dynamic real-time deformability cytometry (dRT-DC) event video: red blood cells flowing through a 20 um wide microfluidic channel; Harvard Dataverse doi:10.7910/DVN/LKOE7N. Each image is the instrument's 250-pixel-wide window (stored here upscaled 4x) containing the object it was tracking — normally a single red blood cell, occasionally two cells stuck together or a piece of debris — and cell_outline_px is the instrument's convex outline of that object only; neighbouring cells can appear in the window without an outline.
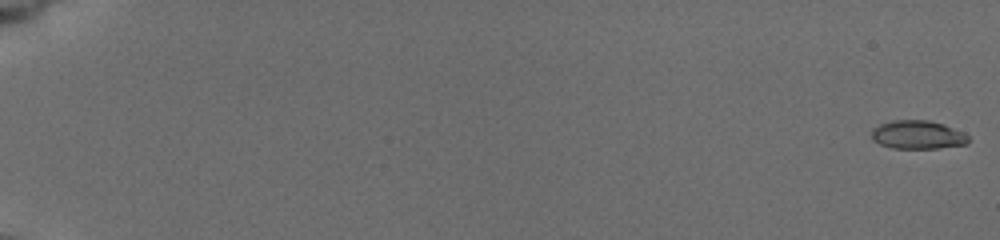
{"species": "common noctule bat (a hibernating species)", "species_latin": "Nyctalus noctula", "temperature_condition": "cold", "stored_images_in_passage": 57, "camera_frame_rate_fps": 3000, "um_per_image_px": 0.085, "animal": {"sex": "female", "body_mass_g": 19.5, "forearm_length_mm": 54.1}, "frame": {"image": 1, "passage_image": 1, "time_ms": 0.0, "image_size_px": [1000, 240], "cell_outline_px": [[968, 144], [936, 148], [892, 148], [880, 144], [872, 140], [872, 128], [880, 124], [892, 120], [928, 120], [944, 124], [964, 132], [968, 136]], "centroid_in_image_um": [78.0, 11.45], "position_along_channel_um": 7.0, "area_um2": 16.13}}
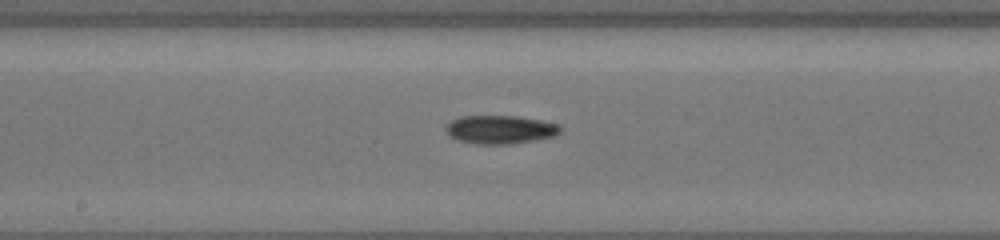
{"frame": {"image": 2, "passage_image": 33, "time_ms": 10.667, "image_size_px": [1000, 240], "cell_outline_px": [[560, 132], [552, 136], [512, 144], [476, 144], [456, 140], [448, 136], [444, 128], [452, 120], [460, 116], [516, 116], [540, 120], [556, 124], [560, 128]], "centroid_in_image_um": [42.43, 11.01], "position_along_channel_um": 205.8, "area_um2": 18.84}}
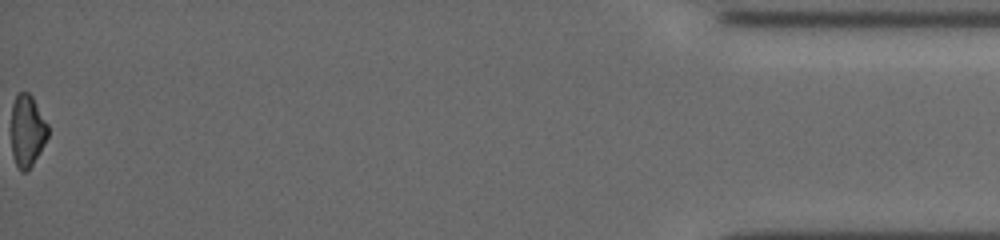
{"frame": {"image": 3, "passage_image": 57, "time_ms": 18.667, "image_size_px": [1000, 240], "cell_outline_px": [[48, 136], [40, 152], [32, 164], [24, 172], [20, 172], [12, 156], [12, 104], [16, 96], [20, 92], [28, 92], [32, 96], [48, 124]], "centroid_in_image_um": [2.32, 11.11], "position_along_channel_um": 432.9, "area_um2": 15.26}, "authors_computed_cell_mechanics": {"area_um2": 16.9354, "velocity_mm_per_s": 3.8605, "shape_relaxation_time_tau1_ms": 6.2844, "shape_relaxation_time_tau2_ms": null, "deformation_change_tau1": 0.1562, "deformation_change_tau2": null}}